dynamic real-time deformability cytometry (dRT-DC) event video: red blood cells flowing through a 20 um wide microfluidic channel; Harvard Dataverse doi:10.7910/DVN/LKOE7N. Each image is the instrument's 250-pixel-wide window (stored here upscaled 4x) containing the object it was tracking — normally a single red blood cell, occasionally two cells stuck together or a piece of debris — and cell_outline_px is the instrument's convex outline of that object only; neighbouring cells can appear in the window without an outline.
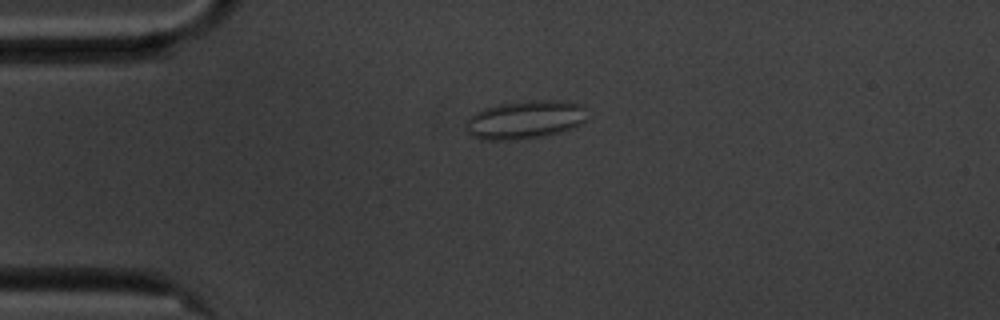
{"species": "common noctule bat (a hibernating species)", "species_latin": "Nyctalus noctula", "temperature_condition": "cold", "stored_images_in_passage": 56, "camera_frame_rate_fps": 3000, "um_per_image_px": 0.085, "animal": {"sex": "male", "body_mass_g": 20.1, "forearm_length_mm": 53.5}, "frame": {"image": 1, "passage_image": 13, "time_ms": 4.0, "image_size_px": [1000, 320], "cell_outline_px": [[588, 108], [584, 120], [580, 124], [572, 128], [560, 132], [540, 136], [516, 140], [480, 140], [472, 136], [464, 128], [468, 116], [484, 108], [500, 104], [532, 100], [560, 100], [580, 104]], "centroid_in_image_um": [44.6, 10.17], "position_along_channel_um": 40.4, "area_um2": 27.28}}
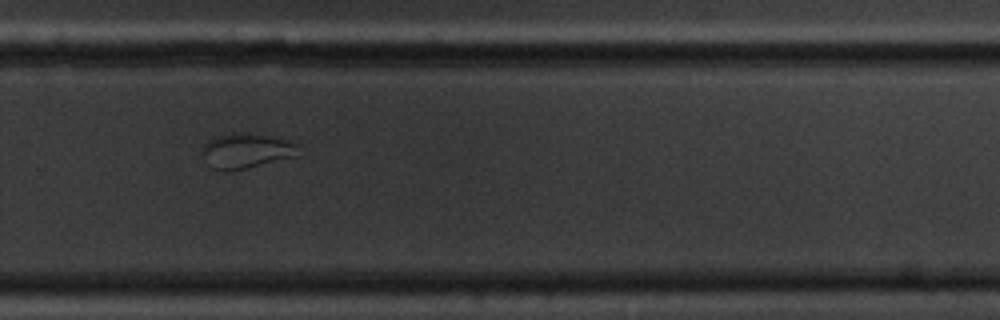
{"frame": {"image": 2, "passage_image": 38, "time_ms": 12.333, "image_size_px": [1000, 320], "cell_outline_px": [[300, 144], [296, 156], [228, 172], [220, 172], [212, 168], [204, 152], [204, 144], [212, 136], [232, 132], [248, 132], [268, 136]], "centroid_in_image_um": [20.92, 12.8], "position_along_channel_um": 308.9, "area_um2": 19.48}}
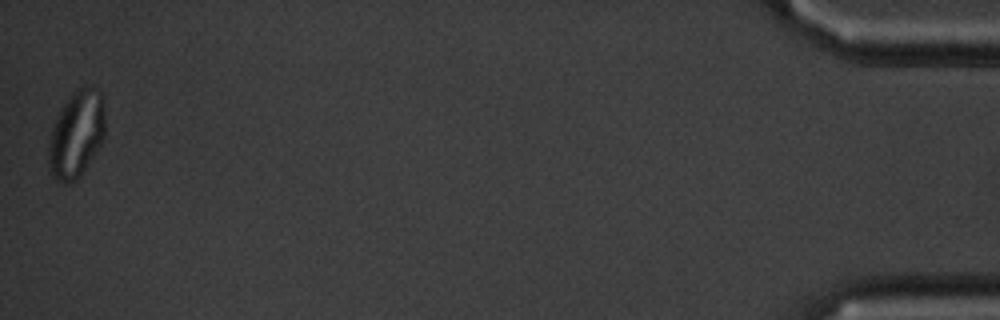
{"frame": {"image": 3, "passage_image": 56, "time_ms": 18.333, "image_size_px": [1000, 320], "cell_outline_px": [[104, 136], [96, 152], [76, 180], [68, 184], [64, 184], [56, 180], [48, 172], [48, 144], [52, 128], [60, 108], [72, 92], [76, 88], [84, 84], [88, 84], [100, 88], [104, 96]], "centroid_in_image_um": [6.49, 11.35], "position_along_channel_um": 428.7, "area_um2": 29.3}}